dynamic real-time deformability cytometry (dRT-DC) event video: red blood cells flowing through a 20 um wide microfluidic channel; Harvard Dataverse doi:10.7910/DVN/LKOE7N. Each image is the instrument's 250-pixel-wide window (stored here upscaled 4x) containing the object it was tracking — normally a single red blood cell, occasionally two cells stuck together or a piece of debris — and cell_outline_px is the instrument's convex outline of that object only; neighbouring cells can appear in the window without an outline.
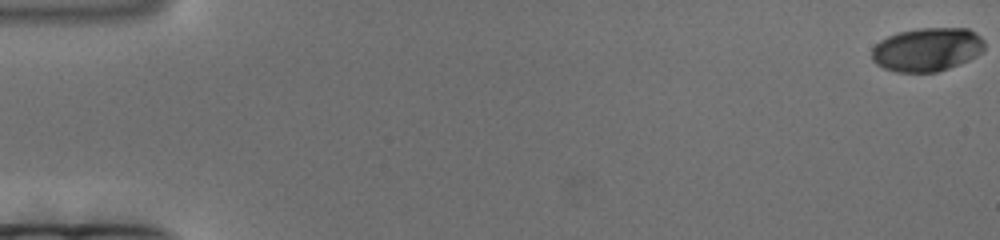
{"species": "human", "species_latin": "Homo sapiens", "temperature_condition": "cold", "stored_images_in_passage": 185, "camera_frame_rate_fps": 3000, "um_per_image_px": 0.085, "donor": {"sex": "female"}, "frame": {"image": 1, "passage_image": 1, "time_ms": 0.0, "image_size_px": [1000, 240], "cell_outline_px": [[984, 48], [976, 56], [960, 64], [936, 72], [896, 72], [884, 68], [876, 64], [872, 60], [872, 48], [880, 40], [888, 36], [900, 32], [920, 28], [968, 28], [976, 32], [984, 40]], "centroid_in_image_um": [78.8, 4.21], "position_along_channel_um": 6.2, "area_um2": 28.67}}
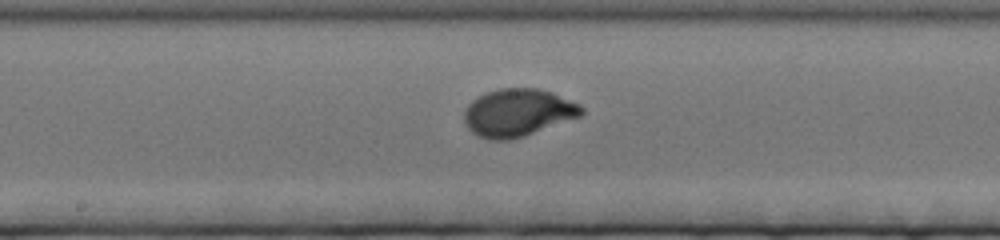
{"frame": {"image": 2, "passage_image": 99, "time_ms": 32.667, "image_size_px": [1000, 240], "cell_outline_px": [[584, 116], [524, 136], [508, 140], [488, 140], [472, 132], [468, 128], [464, 120], [464, 112], [468, 104], [472, 100], [488, 92], [500, 88], [536, 88], [552, 92], [580, 104], [584, 108]], "centroid_in_image_um": [44.06, 9.58], "position_along_channel_um": 204.1, "area_um2": 32.71}}
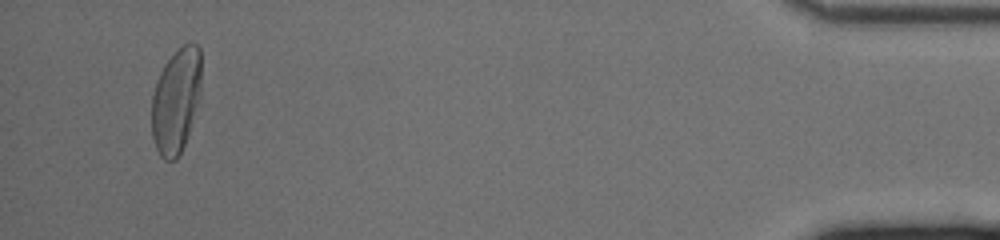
{"frame": {"image": 3, "passage_image": 176, "time_ms": 58.333, "image_size_px": [1000, 240], "cell_outline_px": [[200, 96], [184, 144], [176, 160], [164, 160], [160, 156], [156, 148], [152, 136], [152, 96], [156, 80], [164, 64], [184, 44], [196, 44], [200, 48]], "centroid_in_image_um": [14.94, 8.57], "position_along_channel_um": 420.3, "area_um2": 29.94}}